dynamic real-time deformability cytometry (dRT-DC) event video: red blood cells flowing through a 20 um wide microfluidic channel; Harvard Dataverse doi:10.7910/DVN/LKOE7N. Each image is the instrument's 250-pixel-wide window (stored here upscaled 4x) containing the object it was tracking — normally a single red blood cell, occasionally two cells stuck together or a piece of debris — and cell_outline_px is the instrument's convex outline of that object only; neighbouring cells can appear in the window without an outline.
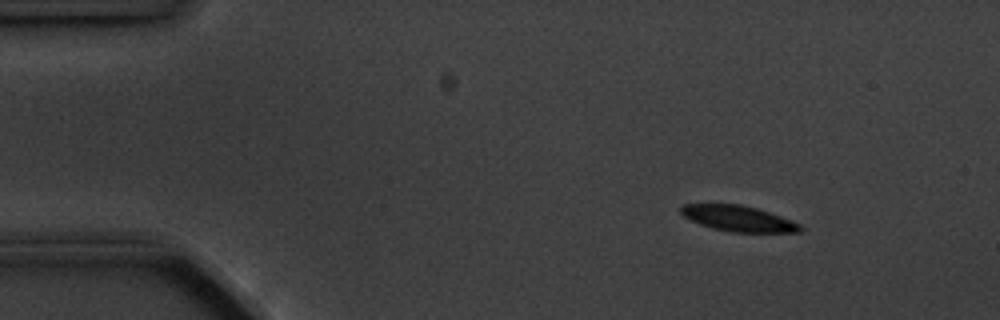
{"species": "common noctule bat (a hibernating species)", "species_latin": "Nyctalus noctula", "temperature_condition": "cold", "stored_images_in_passage": 3, "camera_frame_rate_fps": 3000, "um_per_image_px": 0.085, "animal": {"sex": "male", "body_mass_g": 20.1, "forearm_length_mm": 53.5}, "frame": {"image": 1, "passage_image": 1, "time_ms": 0.0, "image_size_px": [1000, 320], "cell_outline_px": [[804, 228], [800, 232], [732, 232], [712, 228], [700, 224], [684, 216], [680, 212], [680, 204], [740, 204], [756, 208], [792, 220], [800, 224]], "centroid_in_image_um": [62.76, 18.57], "position_along_channel_um": 22.2, "area_um2": 17.8}}
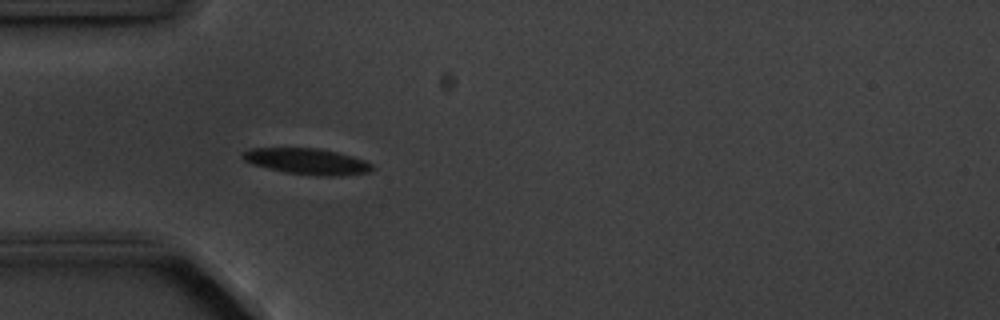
{"frame": {"image": 2, "passage_image": 3, "time_ms": 3.0, "image_size_px": [1000, 320], "cell_outline_px": [[376, 168], [368, 172], [340, 176], [316, 176], [284, 172], [252, 164], [244, 160], [240, 156], [240, 152], [248, 148], [320, 148], [352, 156], [364, 160], [372, 164]], "centroid_in_image_um": [26.07, 13.71], "position_along_channel_um": 58.9, "area_um2": 19.88}}